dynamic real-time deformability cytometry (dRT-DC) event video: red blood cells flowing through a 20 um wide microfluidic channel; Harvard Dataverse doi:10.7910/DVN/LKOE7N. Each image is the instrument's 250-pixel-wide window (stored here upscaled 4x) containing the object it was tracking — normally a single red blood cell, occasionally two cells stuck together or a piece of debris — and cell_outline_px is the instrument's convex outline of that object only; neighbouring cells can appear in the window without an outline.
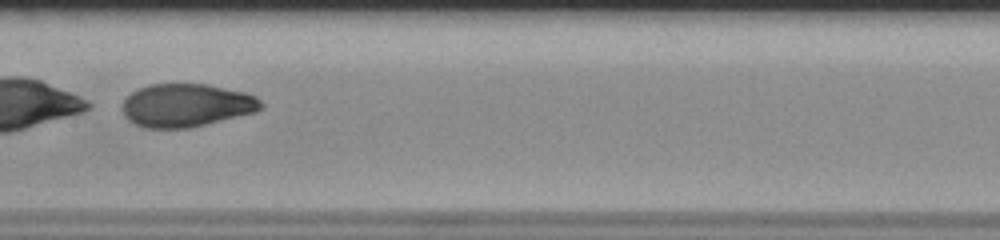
{"species": "human", "species_latin": "Homo sapiens", "temperature_condition": "room temperature", "stored_images_in_passage": 54, "segment_of_instrument_passage": [2, 2], "camera_frame_rate_fps": 3000, "um_per_image_px": 0.085, "donor": {"sex": "male"}, "frame": {"image": 1, "passage_image": 30, "time_ms": 9.667, "image_size_px": [1000, 240], "cell_outline_px": [[264, 108], [256, 112], [188, 128], [144, 128], [128, 120], [124, 116], [120, 108], [124, 100], [132, 92], [148, 84], [204, 84], [240, 92], [256, 96], [264, 104]], "centroid_in_image_um": [15.81, 8.96], "position_along_channel_um": 191.6, "area_um2": 34.74}}